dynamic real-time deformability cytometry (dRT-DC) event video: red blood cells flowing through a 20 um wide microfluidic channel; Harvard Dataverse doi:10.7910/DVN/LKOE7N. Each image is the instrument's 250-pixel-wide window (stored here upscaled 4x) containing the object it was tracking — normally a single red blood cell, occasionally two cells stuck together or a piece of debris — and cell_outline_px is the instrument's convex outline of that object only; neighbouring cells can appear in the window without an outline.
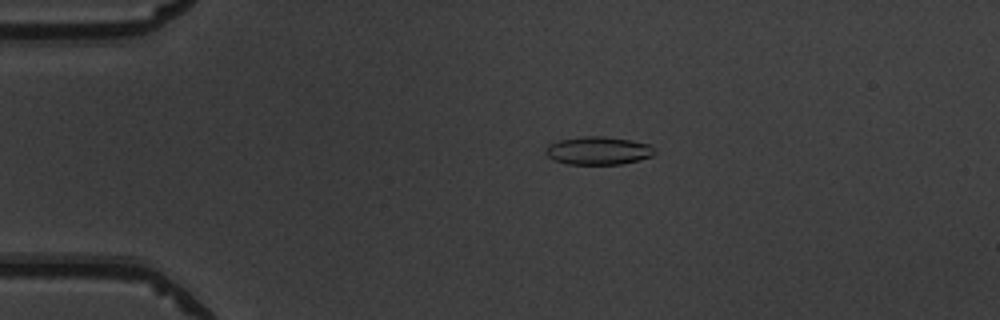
{"species": "common noctule bat (a hibernating species)", "species_latin": "Nyctalus noctula", "temperature_condition": "warm", "stored_images_in_passage": 42, "camera_frame_rate_fps": 3000, "um_per_image_px": 0.085, "animal": {"sex": "male", "body_mass_g": 19.5, "forearm_length_mm": 54.6}, "frame": {"image": 1, "passage_image": 1, "time_ms": 0.0, "image_size_px": [1000, 320], "cell_outline_px": [[656, 152], [652, 156], [620, 164], [568, 164], [556, 160], [548, 156], [544, 148], [548, 144], [560, 140], [584, 136], [604, 136], [652, 144]], "centroid_in_image_um": [50.86, 12.79], "position_along_channel_um": 34.1, "area_um2": 17.69}}
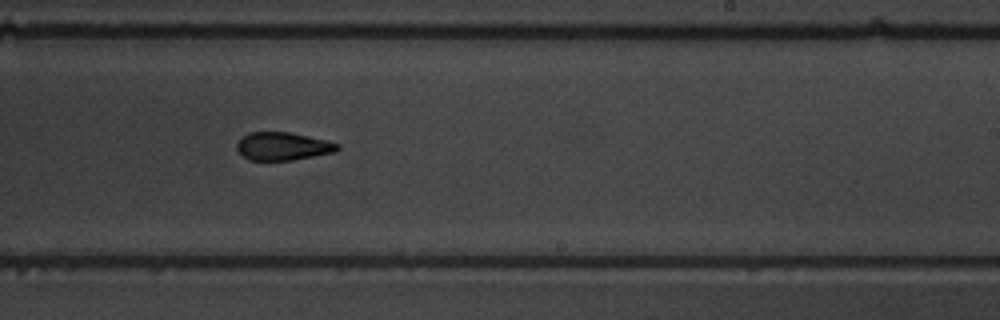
{"frame": {"image": 2, "passage_image": 22, "time_ms": 7.0, "image_size_px": [1000, 320], "cell_outline_px": [[340, 148], [336, 152], [292, 160], [248, 160], [236, 148], [236, 144], [240, 136], [248, 132], [288, 132], [308, 136], [340, 144]], "centroid_in_image_um": [24.01, 12.43], "position_along_channel_um": 265.0, "area_um2": 16.47}}
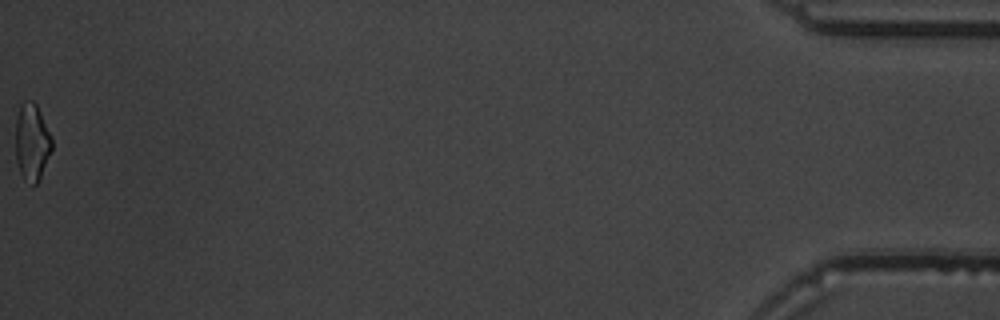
{"frame": {"image": 3, "passage_image": 42, "time_ms": 13.667, "image_size_px": [1000, 320], "cell_outline_px": [[52, 148], [40, 176], [36, 184], [32, 188], [24, 180], [20, 172], [16, 160], [16, 120], [20, 104], [24, 100], [32, 100], [36, 104], [52, 136]], "centroid_in_image_um": [2.7, 12.08], "position_along_channel_um": 432.5, "area_um2": 16.36}, "authors_computed_cell_mechanics": {"area_um2": 17.1955, "velocity_mm_per_s": 3.9714, "shape_relaxation_time_tau1_ms": 9.8718, "shape_relaxation_time_tau2_ms": 4.1892, "deformation_change_tau1": 0.2209, "deformation_change_tau2": 0.1211}}